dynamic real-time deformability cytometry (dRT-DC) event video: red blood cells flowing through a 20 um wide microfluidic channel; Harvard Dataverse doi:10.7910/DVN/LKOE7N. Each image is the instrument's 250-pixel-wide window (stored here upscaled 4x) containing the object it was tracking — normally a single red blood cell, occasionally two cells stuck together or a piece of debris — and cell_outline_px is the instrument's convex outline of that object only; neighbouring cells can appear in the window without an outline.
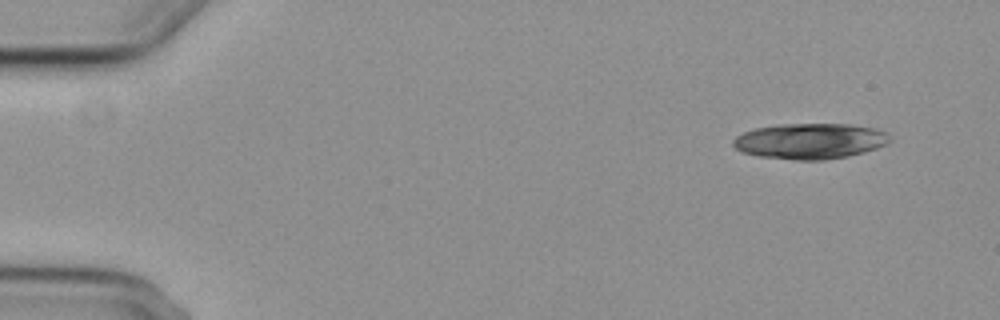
{"species": "common noctule bat (a hibernating species)", "species_latin": "Nyctalus noctula", "temperature_condition": "cold", "stored_images_in_passage": 4, "camera_frame_rate_fps": 3000, "um_per_image_px": 0.085, "animal": {"sex": "female", "body_mass_g": 29.2, "forearm_length_mm": 56.3}, "frame": {"image": 1, "passage_image": 1, "time_ms": 0.0, "image_size_px": [1000, 320], "cell_outline_px": [[892, 140], [876, 148], [864, 152], [848, 156], [824, 160], [796, 160], [760, 156], [740, 152], [732, 144], [732, 140], [736, 136], [744, 132], [756, 128], [780, 124], [852, 124], [876, 128], [884, 132]], "centroid_in_image_um": [68.83, 11.99], "position_along_channel_um": 16.2, "area_um2": 32.54}}